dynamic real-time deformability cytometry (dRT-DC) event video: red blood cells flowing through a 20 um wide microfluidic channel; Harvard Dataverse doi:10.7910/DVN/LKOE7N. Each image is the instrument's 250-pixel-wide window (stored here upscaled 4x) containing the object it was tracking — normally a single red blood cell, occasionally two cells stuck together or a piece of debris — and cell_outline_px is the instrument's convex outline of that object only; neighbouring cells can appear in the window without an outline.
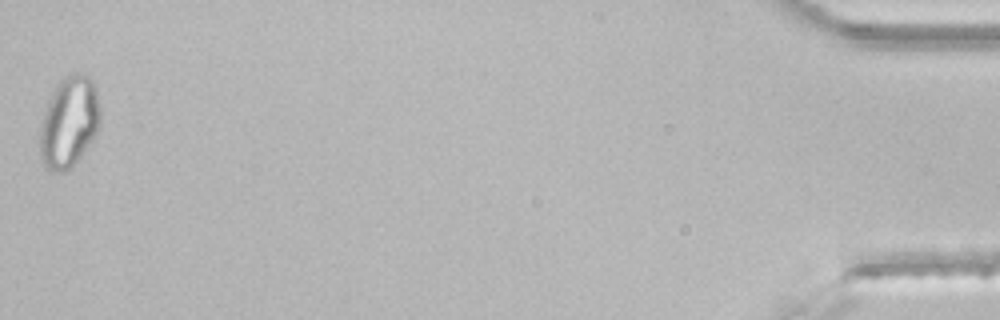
{"species": "common noctule bat (a hibernating species)", "species_latin": "Nyctalus noctula", "temperature_condition": "room temperature", "stored_images_in_passage": 46, "segment_of_instrument_passage": [2, 2], "camera_frame_rate_fps": 3000, "um_per_image_px": 0.085, "animal": {"sex": "male", "body_mass_g": 21.5, "forearm_length_mm": 52.0}, "frame": {"image": 1, "passage_image": 46, "time_ms": 15.0, "image_size_px": [1000, 320], "cell_outline_px": [[100, 124], [92, 140], [80, 156], [64, 172], [56, 172], [48, 168], [44, 164], [40, 152], [40, 124], [48, 100], [52, 92], [60, 80], [64, 76], [76, 72], [80, 72], [88, 76], [92, 80], [96, 88], [100, 108]], "centroid_in_image_um": [5.87, 10.32], "position_along_channel_um": 429.3, "area_um2": 31.79}}